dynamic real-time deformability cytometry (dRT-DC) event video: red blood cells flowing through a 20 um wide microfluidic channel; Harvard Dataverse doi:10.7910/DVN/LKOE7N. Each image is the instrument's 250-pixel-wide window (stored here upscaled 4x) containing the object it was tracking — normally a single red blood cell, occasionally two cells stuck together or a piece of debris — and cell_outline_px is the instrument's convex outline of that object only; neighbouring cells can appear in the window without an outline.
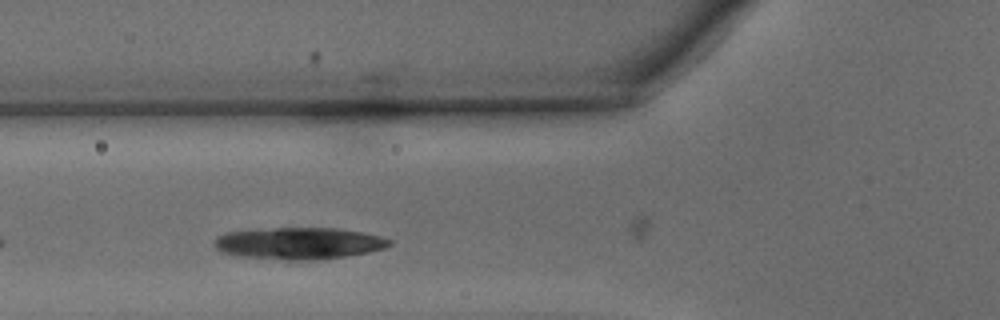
{"species": "common noctule bat (a hibernating species)", "species_latin": "Nyctalus noctula", "temperature_condition": "warm", "stored_images_in_passage": 8, "camera_frame_rate_fps": 3000, "um_per_image_px": 0.085, "animal": {"sex": "male", "body_mass_g": 15.6}, "frame": {"image": 1, "passage_image": 2, "time_ms": 0.333, "image_size_px": [1000, 320], "cell_outline_px": [[392, 244], [384, 248], [368, 252], [344, 256], [316, 260], [284, 260], [240, 256], [220, 252], [212, 244], [216, 236], [228, 232], [276, 228], [336, 228], [364, 232], [380, 236], [392, 240]], "centroid_in_image_um": [25.4, 20.68], "position_along_channel_um": 100.4, "area_um2": 32.48}}
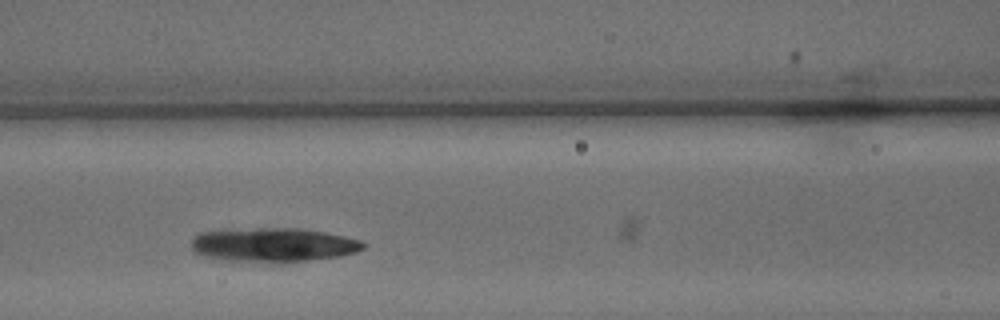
{"frame": {"image": 2, "passage_image": 5, "time_ms": 1.333, "image_size_px": [1000, 320], "cell_outline_px": [[364, 248], [356, 252], [340, 256], [280, 264], [268, 264], [232, 260], [204, 256], [196, 252], [192, 248], [192, 236], [200, 232], [256, 228], [300, 228], [324, 232], [344, 236], [360, 240], [364, 244]], "centroid_in_image_um": [23.25, 20.83], "position_along_channel_um": 143.4, "area_um2": 34.39}}